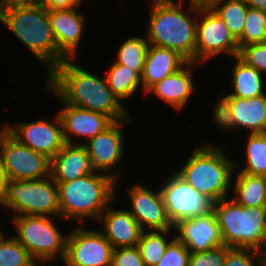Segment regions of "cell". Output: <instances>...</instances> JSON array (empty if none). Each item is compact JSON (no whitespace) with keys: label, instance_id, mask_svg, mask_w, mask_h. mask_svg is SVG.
<instances>
[{"label":"cell","instance_id":"obj_1","mask_svg":"<svg viewBox=\"0 0 266 266\" xmlns=\"http://www.w3.org/2000/svg\"><path fill=\"white\" fill-rule=\"evenodd\" d=\"M45 76V83L66 104L105 114L113 121L130 117L127 106L113 95L105 76L81 67L77 59L64 60Z\"/></svg>","mask_w":266,"mask_h":266},{"label":"cell","instance_id":"obj_2","mask_svg":"<svg viewBox=\"0 0 266 266\" xmlns=\"http://www.w3.org/2000/svg\"><path fill=\"white\" fill-rule=\"evenodd\" d=\"M0 22L45 65L47 75L66 58L58 51L48 10L35 0H14L0 9ZM47 70V71H46Z\"/></svg>","mask_w":266,"mask_h":266},{"label":"cell","instance_id":"obj_3","mask_svg":"<svg viewBox=\"0 0 266 266\" xmlns=\"http://www.w3.org/2000/svg\"><path fill=\"white\" fill-rule=\"evenodd\" d=\"M188 5L186 10L179 0H152L145 37L149 45L176 51L195 62L198 5Z\"/></svg>","mask_w":266,"mask_h":266},{"label":"cell","instance_id":"obj_4","mask_svg":"<svg viewBox=\"0 0 266 266\" xmlns=\"http://www.w3.org/2000/svg\"><path fill=\"white\" fill-rule=\"evenodd\" d=\"M56 184L60 217L79 226L87 223V219L98 222L102 212L118 198L117 181L103 172L94 171L73 181Z\"/></svg>","mask_w":266,"mask_h":266},{"label":"cell","instance_id":"obj_5","mask_svg":"<svg viewBox=\"0 0 266 266\" xmlns=\"http://www.w3.org/2000/svg\"><path fill=\"white\" fill-rule=\"evenodd\" d=\"M211 144L196 145L184 165L175 171L196 191L217 202L231 196L235 163L226 147Z\"/></svg>","mask_w":266,"mask_h":266},{"label":"cell","instance_id":"obj_6","mask_svg":"<svg viewBox=\"0 0 266 266\" xmlns=\"http://www.w3.org/2000/svg\"><path fill=\"white\" fill-rule=\"evenodd\" d=\"M213 211L225 246L260 252L266 234V206L243 207L227 197L214 202Z\"/></svg>","mask_w":266,"mask_h":266},{"label":"cell","instance_id":"obj_7","mask_svg":"<svg viewBox=\"0 0 266 266\" xmlns=\"http://www.w3.org/2000/svg\"><path fill=\"white\" fill-rule=\"evenodd\" d=\"M56 221H65L60 216L11 217L16 233L13 236L29 252L34 260L63 261L66 255L67 235L61 232ZM54 222V223H53ZM65 234V235H64Z\"/></svg>","mask_w":266,"mask_h":266},{"label":"cell","instance_id":"obj_8","mask_svg":"<svg viewBox=\"0 0 266 266\" xmlns=\"http://www.w3.org/2000/svg\"><path fill=\"white\" fill-rule=\"evenodd\" d=\"M3 208L12 217L60 216L59 190L52 177L35 180L4 179Z\"/></svg>","mask_w":266,"mask_h":266},{"label":"cell","instance_id":"obj_9","mask_svg":"<svg viewBox=\"0 0 266 266\" xmlns=\"http://www.w3.org/2000/svg\"><path fill=\"white\" fill-rule=\"evenodd\" d=\"M0 171L4 179L35 180L51 176V159L21 144L0 128Z\"/></svg>","mask_w":266,"mask_h":266},{"label":"cell","instance_id":"obj_10","mask_svg":"<svg viewBox=\"0 0 266 266\" xmlns=\"http://www.w3.org/2000/svg\"><path fill=\"white\" fill-rule=\"evenodd\" d=\"M223 96V97H222ZM211 110L215 126L224 132L246 129L248 133H266V100L264 95L242 99L222 95Z\"/></svg>","mask_w":266,"mask_h":266},{"label":"cell","instance_id":"obj_11","mask_svg":"<svg viewBox=\"0 0 266 266\" xmlns=\"http://www.w3.org/2000/svg\"><path fill=\"white\" fill-rule=\"evenodd\" d=\"M159 191L168 219L175 226L185 219H192L213 211L214 201L196 191L175 170L162 183Z\"/></svg>","mask_w":266,"mask_h":266},{"label":"cell","instance_id":"obj_12","mask_svg":"<svg viewBox=\"0 0 266 266\" xmlns=\"http://www.w3.org/2000/svg\"><path fill=\"white\" fill-rule=\"evenodd\" d=\"M238 42L225 22L208 6H198L195 63L204 64L221 54L238 55Z\"/></svg>","mask_w":266,"mask_h":266},{"label":"cell","instance_id":"obj_13","mask_svg":"<svg viewBox=\"0 0 266 266\" xmlns=\"http://www.w3.org/2000/svg\"><path fill=\"white\" fill-rule=\"evenodd\" d=\"M133 118L129 117L121 121H114L108 128L97 134L95 137L80 141L89 154L92 167L95 171L106 173L112 176L119 184L120 170L117 168L123 162L126 146L124 147L123 125L133 124ZM116 168V170H115ZM118 170V172H117Z\"/></svg>","mask_w":266,"mask_h":266},{"label":"cell","instance_id":"obj_14","mask_svg":"<svg viewBox=\"0 0 266 266\" xmlns=\"http://www.w3.org/2000/svg\"><path fill=\"white\" fill-rule=\"evenodd\" d=\"M114 248L100 229L78 226L68 231L65 266H112Z\"/></svg>","mask_w":266,"mask_h":266},{"label":"cell","instance_id":"obj_15","mask_svg":"<svg viewBox=\"0 0 266 266\" xmlns=\"http://www.w3.org/2000/svg\"><path fill=\"white\" fill-rule=\"evenodd\" d=\"M52 120L39 118L36 121L18 122L3 127L21 144L52 159L66 144L63 126L58 112Z\"/></svg>","mask_w":266,"mask_h":266},{"label":"cell","instance_id":"obj_16","mask_svg":"<svg viewBox=\"0 0 266 266\" xmlns=\"http://www.w3.org/2000/svg\"><path fill=\"white\" fill-rule=\"evenodd\" d=\"M44 87L63 106L57 112L62 122L65 143L80 144L79 140H75L77 138H84L87 142V139L95 137L114 122L105 114L66 104L47 84Z\"/></svg>","mask_w":266,"mask_h":266},{"label":"cell","instance_id":"obj_17","mask_svg":"<svg viewBox=\"0 0 266 266\" xmlns=\"http://www.w3.org/2000/svg\"><path fill=\"white\" fill-rule=\"evenodd\" d=\"M135 183L127 188L131 204L127 210L139 223L141 229L143 231L174 229L166 214L159 188L154 191L143 183Z\"/></svg>","mask_w":266,"mask_h":266},{"label":"cell","instance_id":"obj_18","mask_svg":"<svg viewBox=\"0 0 266 266\" xmlns=\"http://www.w3.org/2000/svg\"><path fill=\"white\" fill-rule=\"evenodd\" d=\"M174 230L176 238L190 253L225 245L214 211L196 218L181 220L174 226Z\"/></svg>","mask_w":266,"mask_h":266},{"label":"cell","instance_id":"obj_19","mask_svg":"<svg viewBox=\"0 0 266 266\" xmlns=\"http://www.w3.org/2000/svg\"><path fill=\"white\" fill-rule=\"evenodd\" d=\"M79 8L48 11L58 51L66 59H78L79 46L83 41L86 20L85 13H81Z\"/></svg>","mask_w":266,"mask_h":266},{"label":"cell","instance_id":"obj_20","mask_svg":"<svg viewBox=\"0 0 266 266\" xmlns=\"http://www.w3.org/2000/svg\"><path fill=\"white\" fill-rule=\"evenodd\" d=\"M199 66L201 64L188 62L176 73L153 85L145 95L155 94L154 96L157 99L171 106L175 111L184 110L188 106L187 103H190L192 95L194 96V93H196L197 86L193 78V70Z\"/></svg>","mask_w":266,"mask_h":266},{"label":"cell","instance_id":"obj_21","mask_svg":"<svg viewBox=\"0 0 266 266\" xmlns=\"http://www.w3.org/2000/svg\"><path fill=\"white\" fill-rule=\"evenodd\" d=\"M114 205L110 204L102 212L98 220L103 226L100 231L113 248L137 246L143 230L127 208H113Z\"/></svg>","mask_w":266,"mask_h":266},{"label":"cell","instance_id":"obj_22","mask_svg":"<svg viewBox=\"0 0 266 266\" xmlns=\"http://www.w3.org/2000/svg\"><path fill=\"white\" fill-rule=\"evenodd\" d=\"M94 171L83 144L66 143L51 159V177L55 183L70 182Z\"/></svg>","mask_w":266,"mask_h":266},{"label":"cell","instance_id":"obj_23","mask_svg":"<svg viewBox=\"0 0 266 266\" xmlns=\"http://www.w3.org/2000/svg\"><path fill=\"white\" fill-rule=\"evenodd\" d=\"M187 63L188 61L176 51L149 45L141 75L144 95L157 82L176 73Z\"/></svg>","mask_w":266,"mask_h":266},{"label":"cell","instance_id":"obj_24","mask_svg":"<svg viewBox=\"0 0 266 266\" xmlns=\"http://www.w3.org/2000/svg\"><path fill=\"white\" fill-rule=\"evenodd\" d=\"M234 67L231 70V91L229 96L251 99L264 95L266 76L256 68L245 64L237 56L232 58Z\"/></svg>","mask_w":266,"mask_h":266},{"label":"cell","instance_id":"obj_25","mask_svg":"<svg viewBox=\"0 0 266 266\" xmlns=\"http://www.w3.org/2000/svg\"><path fill=\"white\" fill-rule=\"evenodd\" d=\"M231 197L243 207L266 206V176L234 172Z\"/></svg>","mask_w":266,"mask_h":266},{"label":"cell","instance_id":"obj_26","mask_svg":"<svg viewBox=\"0 0 266 266\" xmlns=\"http://www.w3.org/2000/svg\"><path fill=\"white\" fill-rule=\"evenodd\" d=\"M105 78L113 95L123 105L124 100L134 96L139 88L144 95L141 77L127 66L112 61Z\"/></svg>","mask_w":266,"mask_h":266},{"label":"cell","instance_id":"obj_27","mask_svg":"<svg viewBox=\"0 0 266 266\" xmlns=\"http://www.w3.org/2000/svg\"><path fill=\"white\" fill-rule=\"evenodd\" d=\"M245 146V158L242 161H234L235 171L248 175L266 176V133H247ZM241 163V164H240ZM240 166V167H239ZM239 167V168H238ZM240 170H238V169Z\"/></svg>","mask_w":266,"mask_h":266},{"label":"cell","instance_id":"obj_28","mask_svg":"<svg viewBox=\"0 0 266 266\" xmlns=\"http://www.w3.org/2000/svg\"><path fill=\"white\" fill-rule=\"evenodd\" d=\"M172 233L174 234L173 236ZM168 236L170 239H168ZM175 238L174 229L143 231L137 247L139 248L144 265L156 266L165 254L169 244Z\"/></svg>","mask_w":266,"mask_h":266},{"label":"cell","instance_id":"obj_29","mask_svg":"<svg viewBox=\"0 0 266 266\" xmlns=\"http://www.w3.org/2000/svg\"><path fill=\"white\" fill-rule=\"evenodd\" d=\"M226 24L238 40L244 29L249 6L244 0H216L209 6Z\"/></svg>","mask_w":266,"mask_h":266},{"label":"cell","instance_id":"obj_30","mask_svg":"<svg viewBox=\"0 0 266 266\" xmlns=\"http://www.w3.org/2000/svg\"><path fill=\"white\" fill-rule=\"evenodd\" d=\"M148 47L145 36H131L121 43L114 61L129 67L141 77Z\"/></svg>","mask_w":266,"mask_h":266},{"label":"cell","instance_id":"obj_31","mask_svg":"<svg viewBox=\"0 0 266 266\" xmlns=\"http://www.w3.org/2000/svg\"><path fill=\"white\" fill-rule=\"evenodd\" d=\"M0 227V266H29L34 259L13 236H5Z\"/></svg>","mask_w":266,"mask_h":266},{"label":"cell","instance_id":"obj_32","mask_svg":"<svg viewBox=\"0 0 266 266\" xmlns=\"http://www.w3.org/2000/svg\"><path fill=\"white\" fill-rule=\"evenodd\" d=\"M238 48L257 43H266V12L249 7Z\"/></svg>","mask_w":266,"mask_h":266},{"label":"cell","instance_id":"obj_33","mask_svg":"<svg viewBox=\"0 0 266 266\" xmlns=\"http://www.w3.org/2000/svg\"><path fill=\"white\" fill-rule=\"evenodd\" d=\"M225 266H266L259 252L226 246Z\"/></svg>","mask_w":266,"mask_h":266},{"label":"cell","instance_id":"obj_34","mask_svg":"<svg viewBox=\"0 0 266 266\" xmlns=\"http://www.w3.org/2000/svg\"><path fill=\"white\" fill-rule=\"evenodd\" d=\"M237 57L245 64L266 75V43L249 44L239 48Z\"/></svg>","mask_w":266,"mask_h":266},{"label":"cell","instance_id":"obj_35","mask_svg":"<svg viewBox=\"0 0 266 266\" xmlns=\"http://www.w3.org/2000/svg\"><path fill=\"white\" fill-rule=\"evenodd\" d=\"M189 256L190 252L186 246L175 238L156 266H189Z\"/></svg>","mask_w":266,"mask_h":266},{"label":"cell","instance_id":"obj_36","mask_svg":"<svg viewBox=\"0 0 266 266\" xmlns=\"http://www.w3.org/2000/svg\"><path fill=\"white\" fill-rule=\"evenodd\" d=\"M226 246L190 253L189 266H225Z\"/></svg>","mask_w":266,"mask_h":266},{"label":"cell","instance_id":"obj_37","mask_svg":"<svg viewBox=\"0 0 266 266\" xmlns=\"http://www.w3.org/2000/svg\"><path fill=\"white\" fill-rule=\"evenodd\" d=\"M112 266H145L139 248H114Z\"/></svg>","mask_w":266,"mask_h":266},{"label":"cell","instance_id":"obj_38","mask_svg":"<svg viewBox=\"0 0 266 266\" xmlns=\"http://www.w3.org/2000/svg\"><path fill=\"white\" fill-rule=\"evenodd\" d=\"M48 11L81 7L85 0H35ZM82 4V5H81Z\"/></svg>","mask_w":266,"mask_h":266},{"label":"cell","instance_id":"obj_39","mask_svg":"<svg viewBox=\"0 0 266 266\" xmlns=\"http://www.w3.org/2000/svg\"><path fill=\"white\" fill-rule=\"evenodd\" d=\"M244 1L249 7L266 12V0H244Z\"/></svg>","mask_w":266,"mask_h":266},{"label":"cell","instance_id":"obj_40","mask_svg":"<svg viewBox=\"0 0 266 266\" xmlns=\"http://www.w3.org/2000/svg\"><path fill=\"white\" fill-rule=\"evenodd\" d=\"M179 1L183 2V0H179ZM186 1H187V4L190 3V4L198 5L201 7H208L216 0H186Z\"/></svg>","mask_w":266,"mask_h":266},{"label":"cell","instance_id":"obj_41","mask_svg":"<svg viewBox=\"0 0 266 266\" xmlns=\"http://www.w3.org/2000/svg\"><path fill=\"white\" fill-rule=\"evenodd\" d=\"M4 176L0 171V207L3 208Z\"/></svg>","mask_w":266,"mask_h":266},{"label":"cell","instance_id":"obj_42","mask_svg":"<svg viewBox=\"0 0 266 266\" xmlns=\"http://www.w3.org/2000/svg\"><path fill=\"white\" fill-rule=\"evenodd\" d=\"M49 262H51V260H34L29 266H53L50 265Z\"/></svg>","mask_w":266,"mask_h":266},{"label":"cell","instance_id":"obj_43","mask_svg":"<svg viewBox=\"0 0 266 266\" xmlns=\"http://www.w3.org/2000/svg\"><path fill=\"white\" fill-rule=\"evenodd\" d=\"M259 254L263 257V259L266 261V234H265V239L262 245V248L259 252Z\"/></svg>","mask_w":266,"mask_h":266},{"label":"cell","instance_id":"obj_44","mask_svg":"<svg viewBox=\"0 0 266 266\" xmlns=\"http://www.w3.org/2000/svg\"><path fill=\"white\" fill-rule=\"evenodd\" d=\"M14 0H0V9L5 7L8 3L12 2Z\"/></svg>","mask_w":266,"mask_h":266},{"label":"cell","instance_id":"obj_45","mask_svg":"<svg viewBox=\"0 0 266 266\" xmlns=\"http://www.w3.org/2000/svg\"><path fill=\"white\" fill-rule=\"evenodd\" d=\"M264 97H265V100H266V86H265V91H264Z\"/></svg>","mask_w":266,"mask_h":266}]
</instances>
